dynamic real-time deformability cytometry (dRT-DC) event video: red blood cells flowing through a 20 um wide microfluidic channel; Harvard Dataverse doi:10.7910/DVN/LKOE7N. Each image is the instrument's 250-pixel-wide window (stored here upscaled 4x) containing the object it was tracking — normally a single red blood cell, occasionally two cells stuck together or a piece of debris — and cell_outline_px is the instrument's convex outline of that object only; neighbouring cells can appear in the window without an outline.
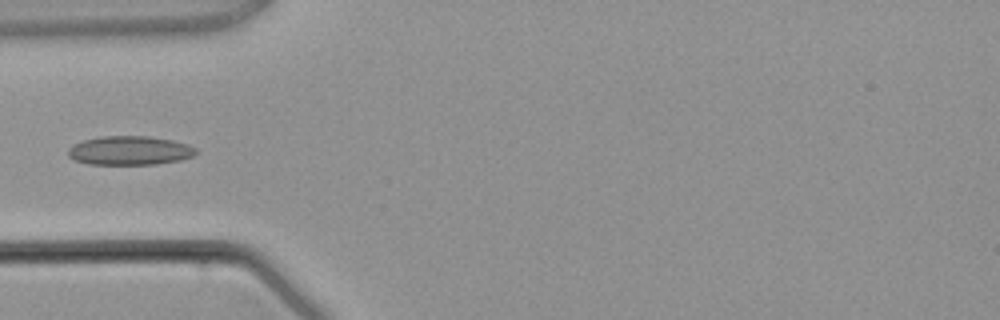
{"species": "common noctule bat (a hibernating species)", "species_latin": "Nyctalus noctula", "temperature_condition": "warm", "stored_images_in_passage": 2, "camera_frame_rate_fps": 3000, "um_per_image_px": 0.085, "animal": {"sex": "male", "body_mass_g": 21.5, "forearm_length_mm": 52.0}, "frame": {"image": 1, "passage_image": 2, "time_ms": 1.333, "image_size_px": [1000, 320], "cell_outline_px": [[196, 152], [192, 156], [180, 160], [156, 164], [88, 164], [72, 160], [68, 156], [68, 148], [84, 140], [100, 136], [148, 136], [172, 140], [188, 144], [196, 148]], "centroid_in_image_um": [11.01, 12.8], "position_along_channel_um": 74.0, "area_um2": 21.56}}